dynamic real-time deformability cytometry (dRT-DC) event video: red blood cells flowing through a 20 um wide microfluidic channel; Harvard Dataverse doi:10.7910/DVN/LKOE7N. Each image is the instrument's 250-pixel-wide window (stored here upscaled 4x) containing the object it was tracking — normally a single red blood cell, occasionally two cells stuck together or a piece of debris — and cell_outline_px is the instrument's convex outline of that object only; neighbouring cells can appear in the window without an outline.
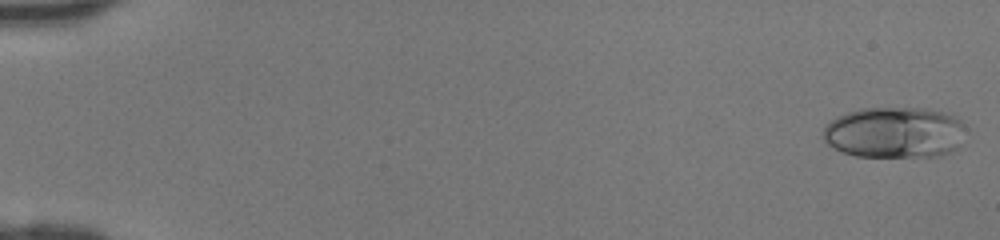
{"species": "human", "species_latin": "Homo sapiens", "temperature_condition": "room temperature", "stored_images_in_passage": 46, "camera_frame_rate_fps": 3000, "um_per_image_px": 0.085, "donor": {"sex": "female"}, "frame": {"image": 1, "passage_image": 1, "time_ms": 0.0, "image_size_px": [1000, 240], "cell_outline_px": [[964, 128], [956, 148], [952, 152], [936, 156], [856, 156], [840, 152], [828, 144], [824, 140], [824, 124], [836, 116], [860, 108], [924, 108], [944, 112], [960, 120], [964, 124]], "centroid_in_image_um": [75.98, 11.25], "position_along_channel_um": 9.0, "area_um2": 42.43}}
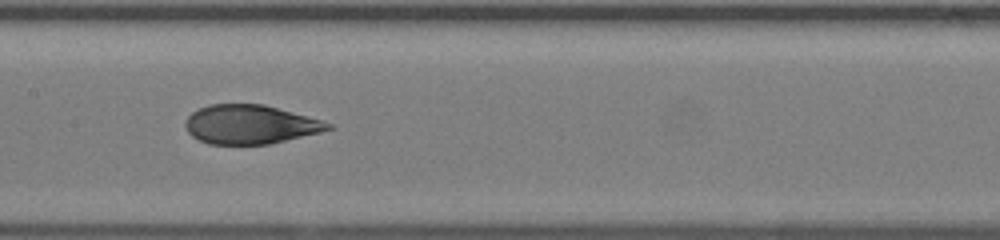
{"frame": {"image": 2, "passage_image": 24, "time_ms": 7.667, "image_size_px": [1000, 240], "cell_outline_px": [[336, 128], [320, 132], [268, 144], [208, 144], [192, 136], [188, 132], [184, 124], [188, 116], [192, 112], [208, 104], [264, 104], [320, 120], [332, 124]], "centroid_in_image_um": [21.24, 10.57], "position_along_channel_um": 186.2, "area_um2": 32.19}}
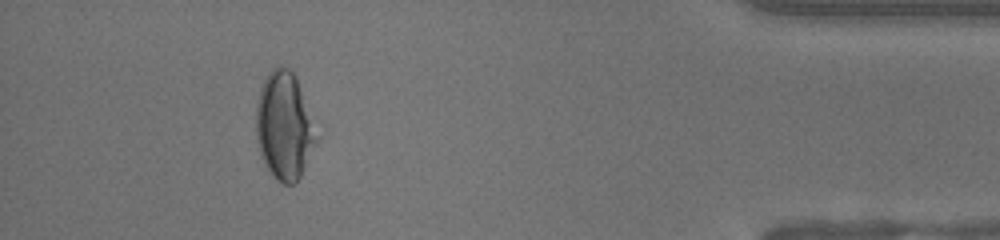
{"frame": {"image": 3, "passage_image": 42, "time_ms": 13.667, "image_size_px": [1000, 240], "cell_outline_px": [[320, 140], [300, 176], [292, 184], [284, 184], [276, 180], [268, 172], [264, 164], [256, 140], [256, 104], [260, 88], [268, 72], [272, 68], [280, 64], [288, 68], [292, 72], [296, 80], [320, 136]], "centroid_in_image_um": [24.17, 10.74], "position_along_channel_um": 411.0, "area_um2": 38.21}}